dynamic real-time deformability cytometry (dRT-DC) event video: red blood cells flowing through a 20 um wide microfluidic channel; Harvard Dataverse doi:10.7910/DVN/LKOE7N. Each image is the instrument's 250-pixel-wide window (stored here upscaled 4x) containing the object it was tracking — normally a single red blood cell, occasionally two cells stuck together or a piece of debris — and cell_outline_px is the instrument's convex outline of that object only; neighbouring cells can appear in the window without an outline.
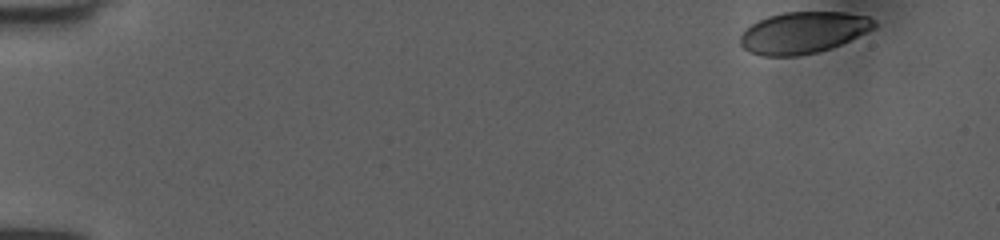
{"species": "human", "species_latin": "Homo sapiens", "temperature_condition": "room temperature", "stored_images_in_passage": 49, "camera_frame_rate_fps": 3000, "um_per_image_px": 0.085, "donor": {"sex": "female"}, "frame": {"image": 1, "passage_image": 1, "time_ms": 0.0, "image_size_px": [1000, 240], "cell_outline_px": [[876, 24], [872, 28], [840, 44], [816, 52], [796, 56], [764, 56], [748, 52], [740, 44], [740, 36], [752, 24], [768, 16], [784, 12], [844, 12], [868, 16], [876, 20]], "centroid_in_image_um": [68.24, 2.76], "position_along_channel_um": 16.8, "area_um2": 31.96}}
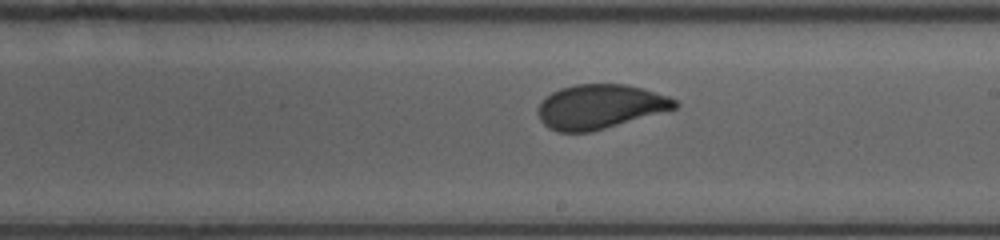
{"frame": {"image": 2, "passage_image": 28, "time_ms": 9.0, "image_size_px": [1000, 240], "cell_outline_px": [[680, 104], [676, 108], [592, 132], [556, 132], [548, 128], [540, 120], [536, 112], [540, 104], [552, 92], [560, 88], [576, 84], [624, 84], [644, 88], [668, 96], [676, 100]], "centroid_in_image_um": [50.99, 9.07], "position_along_channel_um": 238.0, "area_um2": 35.37}}
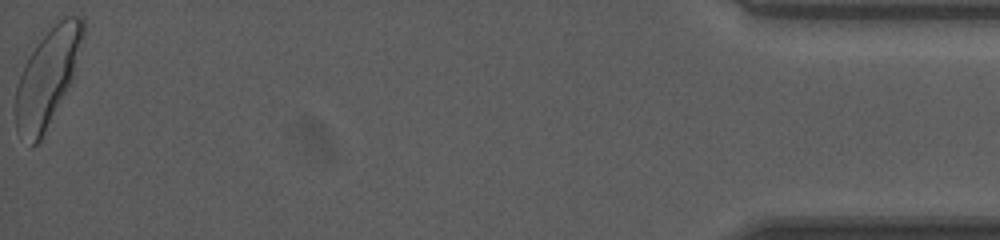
{"frame": {"image": 3, "passage_image": 49, "time_ms": 16.0, "image_size_px": [1000, 240], "cell_outline_px": [[84, 36], [68, 84], [40, 140], [32, 148], [16, 132], [16, 84], [24, 64], [28, 56], [36, 44], [56, 16], [80, 16], [84, 20]], "centroid_in_image_um": [3.98, 6.49], "position_along_channel_um": 431.2, "area_um2": 37.57}, "authors_computed_cell_mechanics": {"area_um2": 35.3736, "velocity_mm_per_s": 4.0022, "shape_relaxation_time_tau1_ms": 2.469, "shape_relaxation_time_tau2_ms": null, "deformation_change_tau1": 0.1236, "deformation_change_tau2": null}}